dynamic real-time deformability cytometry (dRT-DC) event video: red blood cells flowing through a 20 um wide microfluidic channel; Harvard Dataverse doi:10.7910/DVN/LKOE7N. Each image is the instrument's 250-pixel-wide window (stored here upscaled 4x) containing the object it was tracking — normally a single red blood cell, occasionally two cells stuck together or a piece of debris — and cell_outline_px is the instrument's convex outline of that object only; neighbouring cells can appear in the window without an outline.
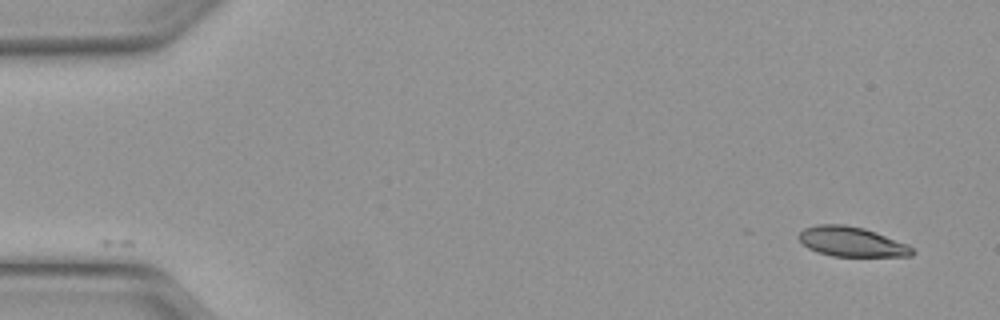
{"species": "Egyptian fruit bat (a non-hibernating species)", "species_latin": "Rousettus aegyptiacus", "temperature_condition": "warm", "stored_images_in_passage": 10, "camera_frame_rate_fps": 3000, "um_per_image_px": 0.085, "animal": {"sex": "female"}, "frame": {"image": 1, "passage_image": 1, "time_ms": 0.0, "image_size_px": [1000, 320], "cell_outline_px": [[916, 252], [912, 256], [832, 256], [808, 248], [796, 236], [804, 228], [816, 224], [844, 224], [864, 228], [876, 232], [908, 244]], "centroid_in_image_um": [72.4, 20.54], "position_along_channel_um": 12.6, "area_um2": 19.71}}